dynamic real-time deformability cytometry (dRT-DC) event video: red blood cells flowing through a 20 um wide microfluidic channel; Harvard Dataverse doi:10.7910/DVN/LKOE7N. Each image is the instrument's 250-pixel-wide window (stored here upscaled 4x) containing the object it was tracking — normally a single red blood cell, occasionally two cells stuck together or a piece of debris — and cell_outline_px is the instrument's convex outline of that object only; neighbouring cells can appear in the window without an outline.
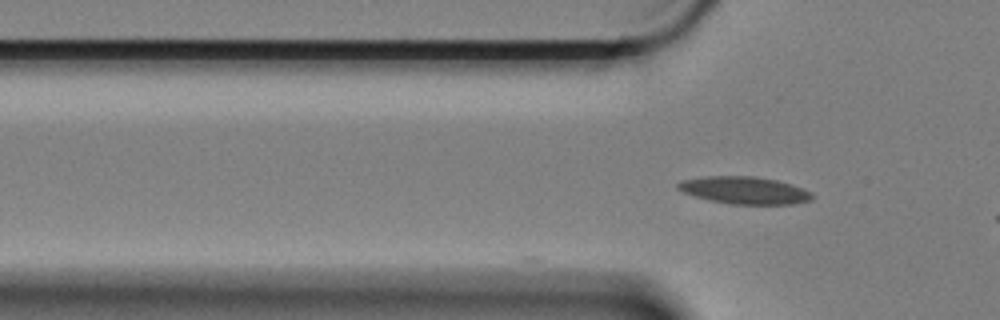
{"species": "Egyptian fruit bat (a non-hibernating species)", "species_latin": "Rousettus aegyptiacus", "temperature_condition": "cold", "stored_images_in_passage": 9, "camera_frame_rate_fps": 3000, "um_per_image_px": 0.085, "animal": {"sex": "female"}, "frame": {"image": 1, "passage_image": 9, "time_ms": 2.667, "image_size_px": [1000, 320], "cell_outline_px": [[812, 200], [792, 204], [728, 204], [708, 200], [684, 192], [676, 188], [676, 184], [680, 180], [708, 176], [752, 176], [776, 180], [812, 192]], "centroid_in_image_um": [63.23, 16.18], "position_along_channel_um": 62.6, "area_um2": 21.21}}